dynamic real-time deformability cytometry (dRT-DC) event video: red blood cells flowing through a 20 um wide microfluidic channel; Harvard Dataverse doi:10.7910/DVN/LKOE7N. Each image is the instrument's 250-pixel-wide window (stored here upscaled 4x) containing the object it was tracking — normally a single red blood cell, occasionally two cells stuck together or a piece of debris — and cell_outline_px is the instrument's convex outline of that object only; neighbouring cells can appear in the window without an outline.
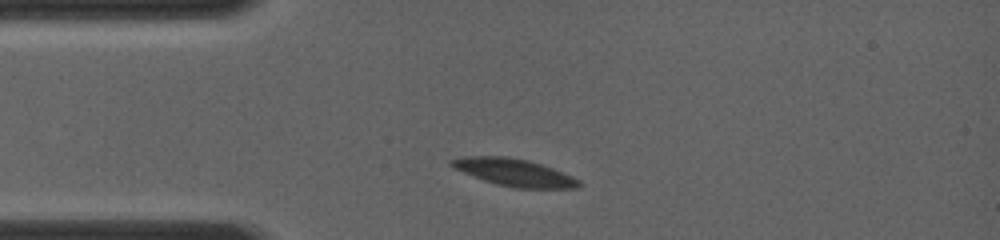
{"species": "common noctule bat (a hibernating species)", "species_latin": "Nyctalus noctula", "temperature_condition": "room temperature", "stored_images_in_passage": 14, "camera_frame_rate_fps": 4000, "um_per_image_px": 0.085, "animal": {"sex": "female", "body_mass_g": 19.0, "forearm_length_mm": 56.7}, "frame": {"image": 1, "passage_image": 4, "time_ms": 1.0, "image_size_px": [1000, 240], "cell_outline_px": [[584, 184], [580, 188], [512, 188], [496, 184], [472, 176], [452, 168], [448, 164], [448, 160], [460, 156], [508, 156], [528, 160], [564, 172], [580, 180]], "centroid_in_image_um": [43.68, 14.65], "position_along_channel_um": 41.3, "area_um2": 20.69}}
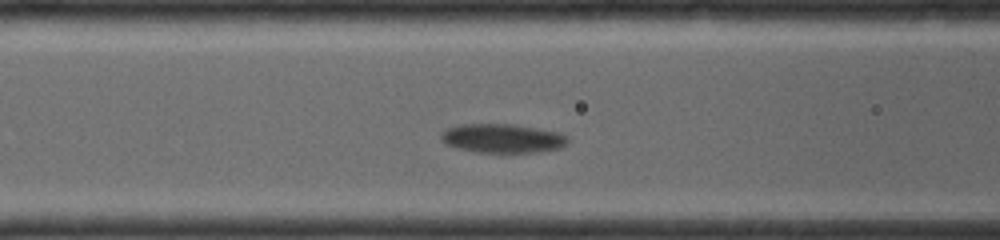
{"frame": {"image": 2, "passage_image": 10, "time_ms": 3.5, "image_size_px": [1000, 240], "cell_outline_px": [[568, 144], [560, 148], [536, 152], [476, 152], [456, 148], [444, 144], [440, 140], [440, 132], [448, 128], [460, 124], [512, 124], [560, 132], [568, 136]], "centroid_in_image_um": [42.68, 11.76], "position_along_channel_um": 123.9, "area_um2": 21.62}}
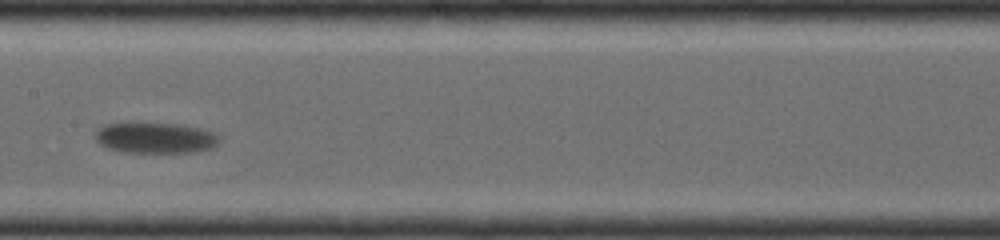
{"frame": {"image": 3, "passage_image": 13, "time_ms": 5.25, "image_size_px": [1000, 240], "cell_outline_px": [[220, 140], [212, 148], [192, 152], [124, 152], [104, 148], [92, 136], [96, 128], [104, 124], [176, 124], [200, 128], [212, 132], [220, 136]], "centroid_in_image_um": [13.14, 11.73], "position_along_channel_um": 194.3, "area_um2": 22.2}}